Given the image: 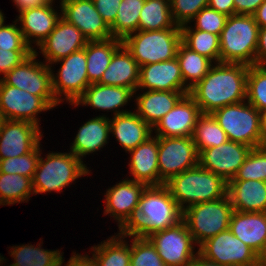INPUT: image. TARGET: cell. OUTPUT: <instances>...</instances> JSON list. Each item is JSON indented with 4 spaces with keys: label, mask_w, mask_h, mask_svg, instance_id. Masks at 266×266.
I'll use <instances>...</instances> for the list:
<instances>
[{
    "label": "cell",
    "mask_w": 266,
    "mask_h": 266,
    "mask_svg": "<svg viewBox=\"0 0 266 266\" xmlns=\"http://www.w3.org/2000/svg\"><path fill=\"white\" fill-rule=\"evenodd\" d=\"M46 160L39 158L32 178L35 194L60 192L77 178L90 174L86 165L73 153H48Z\"/></svg>",
    "instance_id": "cell-6"
},
{
    "label": "cell",
    "mask_w": 266,
    "mask_h": 266,
    "mask_svg": "<svg viewBox=\"0 0 266 266\" xmlns=\"http://www.w3.org/2000/svg\"><path fill=\"white\" fill-rule=\"evenodd\" d=\"M110 133L115 135L125 151H131L152 135V127L135 112L118 114L109 119Z\"/></svg>",
    "instance_id": "cell-29"
},
{
    "label": "cell",
    "mask_w": 266,
    "mask_h": 266,
    "mask_svg": "<svg viewBox=\"0 0 266 266\" xmlns=\"http://www.w3.org/2000/svg\"><path fill=\"white\" fill-rule=\"evenodd\" d=\"M185 24L181 26L182 43L190 50L220 63L219 36L207 31L192 29Z\"/></svg>",
    "instance_id": "cell-34"
},
{
    "label": "cell",
    "mask_w": 266,
    "mask_h": 266,
    "mask_svg": "<svg viewBox=\"0 0 266 266\" xmlns=\"http://www.w3.org/2000/svg\"><path fill=\"white\" fill-rule=\"evenodd\" d=\"M182 220V210L164 186H148L143 192L133 223L125 230L147 238Z\"/></svg>",
    "instance_id": "cell-2"
},
{
    "label": "cell",
    "mask_w": 266,
    "mask_h": 266,
    "mask_svg": "<svg viewBox=\"0 0 266 266\" xmlns=\"http://www.w3.org/2000/svg\"><path fill=\"white\" fill-rule=\"evenodd\" d=\"M54 0H50L48 3L25 9L20 11L18 19L21 22L20 30L23 33L26 43L31 46L32 41L36 42L38 46L44 41L51 31L55 28L60 15L53 9L52 3ZM31 37L35 38L31 41ZM31 42V43H30Z\"/></svg>",
    "instance_id": "cell-23"
},
{
    "label": "cell",
    "mask_w": 266,
    "mask_h": 266,
    "mask_svg": "<svg viewBox=\"0 0 266 266\" xmlns=\"http://www.w3.org/2000/svg\"><path fill=\"white\" fill-rule=\"evenodd\" d=\"M39 128L28 121L4 119L0 127V159L31 152L40 142Z\"/></svg>",
    "instance_id": "cell-18"
},
{
    "label": "cell",
    "mask_w": 266,
    "mask_h": 266,
    "mask_svg": "<svg viewBox=\"0 0 266 266\" xmlns=\"http://www.w3.org/2000/svg\"><path fill=\"white\" fill-rule=\"evenodd\" d=\"M3 117H2V114L0 113V127H1V124H2V122H3Z\"/></svg>",
    "instance_id": "cell-58"
},
{
    "label": "cell",
    "mask_w": 266,
    "mask_h": 266,
    "mask_svg": "<svg viewBox=\"0 0 266 266\" xmlns=\"http://www.w3.org/2000/svg\"><path fill=\"white\" fill-rule=\"evenodd\" d=\"M129 153L131 180L147 186H159L158 137H149Z\"/></svg>",
    "instance_id": "cell-24"
},
{
    "label": "cell",
    "mask_w": 266,
    "mask_h": 266,
    "mask_svg": "<svg viewBox=\"0 0 266 266\" xmlns=\"http://www.w3.org/2000/svg\"><path fill=\"white\" fill-rule=\"evenodd\" d=\"M227 195L234 211L266 212V181L231 180Z\"/></svg>",
    "instance_id": "cell-25"
},
{
    "label": "cell",
    "mask_w": 266,
    "mask_h": 266,
    "mask_svg": "<svg viewBox=\"0 0 266 266\" xmlns=\"http://www.w3.org/2000/svg\"><path fill=\"white\" fill-rule=\"evenodd\" d=\"M192 139L198 153L210 147L222 145L228 141L226 132L219 126L211 113H202L194 128Z\"/></svg>",
    "instance_id": "cell-37"
},
{
    "label": "cell",
    "mask_w": 266,
    "mask_h": 266,
    "mask_svg": "<svg viewBox=\"0 0 266 266\" xmlns=\"http://www.w3.org/2000/svg\"><path fill=\"white\" fill-rule=\"evenodd\" d=\"M39 146L40 143L31 152L22 156L0 159V172L33 178L41 156Z\"/></svg>",
    "instance_id": "cell-43"
},
{
    "label": "cell",
    "mask_w": 266,
    "mask_h": 266,
    "mask_svg": "<svg viewBox=\"0 0 266 266\" xmlns=\"http://www.w3.org/2000/svg\"><path fill=\"white\" fill-rule=\"evenodd\" d=\"M232 180L266 181V145L250 150Z\"/></svg>",
    "instance_id": "cell-42"
},
{
    "label": "cell",
    "mask_w": 266,
    "mask_h": 266,
    "mask_svg": "<svg viewBox=\"0 0 266 266\" xmlns=\"http://www.w3.org/2000/svg\"><path fill=\"white\" fill-rule=\"evenodd\" d=\"M120 237V238H119ZM124 231L114 237L93 246V256L98 266H127L130 264V245L125 240ZM122 239V240H121Z\"/></svg>",
    "instance_id": "cell-35"
},
{
    "label": "cell",
    "mask_w": 266,
    "mask_h": 266,
    "mask_svg": "<svg viewBox=\"0 0 266 266\" xmlns=\"http://www.w3.org/2000/svg\"><path fill=\"white\" fill-rule=\"evenodd\" d=\"M134 92L127 87L111 86L104 84H90L82 94V96L75 102L74 105H90L95 109L112 110L114 116L124 114L131 111L118 109L126 105L133 97ZM118 109V110H117Z\"/></svg>",
    "instance_id": "cell-26"
},
{
    "label": "cell",
    "mask_w": 266,
    "mask_h": 266,
    "mask_svg": "<svg viewBox=\"0 0 266 266\" xmlns=\"http://www.w3.org/2000/svg\"><path fill=\"white\" fill-rule=\"evenodd\" d=\"M253 17L260 28L266 27V0L258 7Z\"/></svg>",
    "instance_id": "cell-54"
},
{
    "label": "cell",
    "mask_w": 266,
    "mask_h": 266,
    "mask_svg": "<svg viewBox=\"0 0 266 266\" xmlns=\"http://www.w3.org/2000/svg\"><path fill=\"white\" fill-rule=\"evenodd\" d=\"M33 52V49L0 48V74L3 73L5 76L10 70L19 65Z\"/></svg>",
    "instance_id": "cell-47"
},
{
    "label": "cell",
    "mask_w": 266,
    "mask_h": 266,
    "mask_svg": "<svg viewBox=\"0 0 266 266\" xmlns=\"http://www.w3.org/2000/svg\"><path fill=\"white\" fill-rule=\"evenodd\" d=\"M121 1L122 0H93L95 8L109 27L116 19Z\"/></svg>",
    "instance_id": "cell-48"
},
{
    "label": "cell",
    "mask_w": 266,
    "mask_h": 266,
    "mask_svg": "<svg viewBox=\"0 0 266 266\" xmlns=\"http://www.w3.org/2000/svg\"><path fill=\"white\" fill-rule=\"evenodd\" d=\"M36 57L37 52L34 50L25 60L10 70L2 80L10 86L40 96L54 108L59 103L53 93L51 67L43 62L38 63Z\"/></svg>",
    "instance_id": "cell-10"
},
{
    "label": "cell",
    "mask_w": 266,
    "mask_h": 266,
    "mask_svg": "<svg viewBox=\"0 0 266 266\" xmlns=\"http://www.w3.org/2000/svg\"><path fill=\"white\" fill-rule=\"evenodd\" d=\"M229 230L266 262V212L233 211Z\"/></svg>",
    "instance_id": "cell-22"
},
{
    "label": "cell",
    "mask_w": 266,
    "mask_h": 266,
    "mask_svg": "<svg viewBox=\"0 0 266 266\" xmlns=\"http://www.w3.org/2000/svg\"><path fill=\"white\" fill-rule=\"evenodd\" d=\"M38 245L12 247L10 256L14 258V263L10 266H62L64 261L59 250L48 251L41 249L40 243Z\"/></svg>",
    "instance_id": "cell-36"
},
{
    "label": "cell",
    "mask_w": 266,
    "mask_h": 266,
    "mask_svg": "<svg viewBox=\"0 0 266 266\" xmlns=\"http://www.w3.org/2000/svg\"><path fill=\"white\" fill-rule=\"evenodd\" d=\"M110 132L109 118L98 116L83 124L71 146V153L80 160L87 154L93 153L107 144Z\"/></svg>",
    "instance_id": "cell-30"
},
{
    "label": "cell",
    "mask_w": 266,
    "mask_h": 266,
    "mask_svg": "<svg viewBox=\"0 0 266 266\" xmlns=\"http://www.w3.org/2000/svg\"><path fill=\"white\" fill-rule=\"evenodd\" d=\"M61 17L77 27L88 41L112 38L110 27L102 19L93 0H61Z\"/></svg>",
    "instance_id": "cell-16"
},
{
    "label": "cell",
    "mask_w": 266,
    "mask_h": 266,
    "mask_svg": "<svg viewBox=\"0 0 266 266\" xmlns=\"http://www.w3.org/2000/svg\"><path fill=\"white\" fill-rule=\"evenodd\" d=\"M148 186L124 179L106 191L105 212L118 220L120 232L125 231L136 216L140 198Z\"/></svg>",
    "instance_id": "cell-14"
},
{
    "label": "cell",
    "mask_w": 266,
    "mask_h": 266,
    "mask_svg": "<svg viewBox=\"0 0 266 266\" xmlns=\"http://www.w3.org/2000/svg\"><path fill=\"white\" fill-rule=\"evenodd\" d=\"M124 236H131L134 239L130 247L132 266H166L148 238L139 237L126 231H124Z\"/></svg>",
    "instance_id": "cell-41"
},
{
    "label": "cell",
    "mask_w": 266,
    "mask_h": 266,
    "mask_svg": "<svg viewBox=\"0 0 266 266\" xmlns=\"http://www.w3.org/2000/svg\"><path fill=\"white\" fill-rule=\"evenodd\" d=\"M164 186L182 211L192 205L221 199L227 195V182L200 165L173 176Z\"/></svg>",
    "instance_id": "cell-3"
},
{
    "label": "cell",
    "mask_w": 266,
    "mask_h": 266,
    "mask_svg": "<svg viewBox=\"0 0 266 266\" xmlns=\"http://www.w3.org/2000/svg\"><path fill=\"white\" fill-rule=\"evenodd\" d=\"M198 165L199 153L192 137H158L159 186Z\"/></svg>",
    "instance_id": "cell-11"
},
{
    "label": "cell",
    "mask_w": 266,
    "mask_h": 266,
    "mask_svg": "<svg viewBox=\"0 0 266 266\" xmlns=\"http://www.w3.org/2000/svg\"><path fill=\"white\" fill-rule=\"evenodd\" d=\"M260 136L262 146L266 145V110L260 111Z\"/></svg>",
    "instance_id": "cell-56"
},
{
    "label": "cell",
    "mask_w": 266,
    "mask_h": 266,
    "mask_svg": "<svg viewBox=\"0 0 266 266\" xmlns=\"http://www.w3.org/2000/svg\"><path fill=\"white\" fill-rule=\"evenodd\" d=\"M189 92L147 90L136 98L135 113L153 128Z\"/></svg>",
    "instance_id": "cell-28"
},
{
    "label": "cell",
    "mask_w": 266,
    "mask_h": 266,
    "mask_svg": "<svg viewBox=\"0 0 266 266\" xmlns=\"http://www.w3.org/2000/svg\"><path fill=\"white\" fill-rule=\"evenodd\" d=\"M209 0H170L173 21L177 26L192 22L196 14L208 7Z\"/></svg>",
    "instance_id": "cell-44"
},
{
    "label": "cell",
    "mask_w": 266,
    "mask_h": 266,
    "mask_svg": "<svg viewBox=\"0 0 266 266\" xmlns=\"http://www.w3.org/2000/svg\"><path fill=\"white\" fill-rule=\"evenodd\" d=\"M228 16L220 13L210 7H205L200 10L193 18L196 20L195 29L207 31L220 36L224 28Z\"/></svg>",
    "instance_id": "cell-45"
},
{
    "label": "cell",
    "mask_w": 266,
    "mask_h": 266,
    "mask_svg": "<svg viewBox=\"0 0 266 266\" xmlns=\"http://www.w3.org/2000/svg\"><path fill=\"white\" fill-rule=\"evenodd\" d=\"M157 249L166 266H189L197 255L194 240L183 220L147 237Z\"/></svg>",
    "instance_id": "cell-12"
},
{
    "label": "cell",
    "mask_w": 266,
    "mask_h": 266,
    "mask_svg": "<svg viewBox=\"0 0 266 266\" xmlns=\"http://www.w3.org/2000/svg\"><path fill=\"white\" fill-rule=\"evenodd\" d=\"M50 0H13L19 12L48 3Z\"/></svg>",
    "instance_id": "cell-53"
},
{
    "label": "cell",
    "mask_w": 266,
    "mask_h": 266,
    "mask_svg": "<svg viewBox=\"0 0 266 266\" xmlns=\"http://www.w3.org/2000/svg\"><path fill=\"white\" fill-rule=\"evenodd\" d=\"M176 58L181 68L184 84L189 89L201 81L213 65L210 59L190 50L183 43L178 47ZM188 80L191 82L188 83Z\"/></svg>",
    "instance_id": "cell-33"
},
{
    "label": "cell",
    "mask_w": 266,
    "mask_h": 266,
    "mask_svg": "<svg viewBox=\"0 0 266 266\" xmlns=\"http://www.w3.org/2000/svg\"><path fill=\"white\" fill-rule=\"evenodd\" d=\"M34 194L32 178L0 172V205H13L28 201Z\"/></svg>",
    "instance_id": "cell-39"
},
{
    "label": "cell",
    "mask_w": 266,
    "mask_h": 266,
    "mask_svg": "<svg viewBox=\"0 0 266 266\" xmlns=\"http://www.w3.org/2000/svg\"><path fill=\"white\" fill-rule=\"evenodd\" d=\"M252 148L242 143L227 141L199 153V165L230 182Z\"/></svg>",
    "instance_id": "cell-17"
},
{
    "label": "cell",
    "mask_w": 266,
    "mask_h": 266,
    "mask_svg": "<svg viewBox=\"0 0 266 266\" xmlns=\"http://www.w3.org/2000/svg\"><path fill=\"white\" fill-rule=\"evenodd\" d=\"M87 43L88 40L83 33L61 17L48 37L38 46L46 58V64L49 65L83 49Z\"/></svg>",
    "instance_id": "cell-19"
},
{
    "label": "cell",
    "mask_w": 266,
    "mask_h": 266,
    "mask_svg": "<svg viewBox=\"0 0 266 266\" xmlns=\"http://www.w3.org/2000/svg\"><path fill=\"white\" fill-rule=\"evenodd\" d=\"M140 66L122 44L113 54L111 62L99 84L127 87L134 93L139 83Z\"/></svg>",
    "instance_id": "cell-27"
},
{
    "label": "cell",
    "mask_w": 266,
    "mask_h": 266,
    "mask_svg": "<svg viewBox=\"0 0 266 266\" xmlns=\"http://www.w3.org/2000/svg\"><path fill=\"white\" fill-rule=\"evenodd\" d=\"M208 7L227 16L235 14L234 0H209Z\"/></svg>",
    "instance_id": "cell-50"
},
{
    "label": "cell",
    "mask_w": 266,
    "mask_h": 266,
    "mask_svg": "<svg viewBox=\"0 0 266 266\" xmlns=\"http://www.w3.org/2000/svg\"><path fill=\"white\" fill-rule=\"evenodd\" d=\"M249 66L243 63H217L207 75L190 89L189 95L201 113H212L226 105L246 100Z\"/></svg>",
    "instance_id": "cell-1"
},
{
    "label": "cell",
    "mask_w": 266,
    "mask_h": 266,
    "mask_svg": "<svg viewBox=\"0 0 266 266\" xmlns=\"http://www.w3.org/2000/svg\"><path fill=\"white\" fill-rule=\"evenodd\" d=\"M234 209L228 195L199 203L182 211V220L199 246L211 237L229 229Z\"/></svg>",
    "instance_id": "cell-7"
},
{
    "label": "cell",
    "mask_w": 266,
    "mask_h": 266,
    "mask_svg": "<svg viewBox=\"0 0 266 266\" xmlns=\"http://www.w3.org/2000/svg\"><path fill=\"white\" fill-rule=\"evenodd\" d=\"M134 33L125 37L122 44L140 67L175 58L178 47L182 43L181 28L138 30Z\"/></svg>",
    "instance_id": "cell-5"
},
{
    "label": "cell",
    "mask_w": 266,
    "mask_h": 266,
    "mask_svg": "<svg viewBox=\"0 0 266 266\" xmlns=\"http://www.w3.org/2000/svg\"><path fill=\"white\" fill-rule=\"evenodd\" d=\"M245 102L226 105L211 114L226 132L229 141L242 143L251 148L261 147L260 112Z\"/></svg>",
    "instance_id": "cell-8"
},
{
    "label": "cell",
    "mask_w": 266,
    "mask_h": 266,
    "mask_svg": "<svg viewBox=\"0 0 266 266\" xmlns=\"http://www.w3.org/2000/svg\"><path fill=\"white\" fill-rule=\"evenodd\" d=\"M145 0H122L116 19L110 26L113 38L123 40L139 30V17Z\"/></svg>",
    "instance_id": "cell-38"
},
{
    "label": "cell",
    "mask_w": 266,
    "mask_h": 266,
    "mask_svg": "<svg viewBox=\"0 0 266 266\" xmlns=\"http://www.w3.org/2000/svg\"><path fill=\"white\" fill-rule=\"evenodd\" d=\"M190 91L184 84L177 58L140 67L137 90Z\"/></svg>",
    "instance_id": "cell-21"
},
{
    "label": "cell",
    "mask_w": 266,
    "mask_h": 266,
    "mask_svg": "<svg viewBox=\"0 0 266 266\" xmlns=\"http://www.w3.org/2000/svg\"><path fill=\"white\" fill-rule=\"evenodd\" d=\"M246 99L259 112L266 110V65L249 66Z\"/></svg>",
    "instance_id": "cell-40"
},
{
    "label": "cell",
    "mask_w": 266,
    "mask_h": 266,
    "mask_svg": "<svg viewBox=\"0 0 266 266\" xmlns=\"http://www.w3.org/2000/svg\"><path fill=\"white\" fill-rule=\"evenodd\" d=\"M265 0H234L235 14L253 15Z\"/></svg>",
    "instance_id": "cell-49"
},
{
    "label": "cell",
    "mask_w": 266,
    "mask_h": 266,
    "mask_svg": "<svg viewBox=\"0 0 266 266\" xmlns=\"http://www.w3.org/2000/svg\"><path fill=\"white\" fill-rule=\"evenodd\" d=\"M198 249L205 259L221 266H266V262L229 229L209 238Z\"/></svg>",
    "instance_id": "cell-9"
},
{
    "label": "cell",
    "mask_w": 266,
    "mask_h": 266,
    "mask_svg": "<svg viewBox=\"0 0 266 266\" xmlns=\"http://www.w3.org/2000/svg\"><path fill=\"white\" fill-rule=\"evenodd\" d=\"M0 48L32 49L25 41L23 33L16 24L0 26Z\"/></svg>",
    "instance_id": "cell-46"
},
{
    "label": "cell",
    "mask_w": 266,
    "mask_h": 266,
    "mask_svg": "<svg viewBox=\"0 0 266 266\" xmlns=\"http://www.w3.org/2000/svg\"><path fill=\"white\" fill-rule=\"evenodd\" d=\"M256 64L266 65V27L259 29Z\"/></svg>",
    "instance_id": "cell-51"
},
{
    "label": "cell",
    "mask_w": 266,
    "mask_h": 266,
    "mask_svg": "<svg viewBox=\"0 0 266 266\" xmlns=\"http://www.w3.org/2000/svg\"><path fill=\"white\" fill-rule=\"evenodd\" d=\"M60 61L62 65L56 74L57 76H54L52 72L53 93L58 103L62 102L59 95L62 96L63 93L65 100L74 105L90 85L87 76L85 49L73 52L69 56L53 62V64Z\"/></svg>",
    "instance_id": "cell-13"
},
{
    "label": "cell",
    "mask_w": 266,
    "mask_h": 266,
    "mask_svg": "<svg viewBox=\"0 0 266 266\" xmlns=\"http://www.w3.org/2000/svg\"><path fill=\"white\" fill-rule=\"evenodd\" d=\"M65 266H98L95 258H90L88 255H73L70 260H68Z\"/></svg>",
    "instance_id": "cell-52"
},
{
    "label": "cell",
    "mask_w": 266,
    "mask_h": 266,
    "mask_svg": "<svg viewBox=\"0 0 266 266\" xmlns=\"http://www.w3.org/2000/svg\"><path fill=\"white\" fill-rule=\"evenodd\" d=\"M259 29L253 15L228 16L219 36L220 62L255 65Z\"/></svg>",
    "instance_id": "cell-4"
},
{
    "label": "cell",
    "mask_w": 266,
    "mask_h": 266,
    "mask_svg": "<svg viewBox=\"0 0 266 266\" xmlns=\"http://www.w3.org/2000/svg\"><path fill=\"white\" fill-rule=\"evenodd\" d=\"M180 28L173 21L170 9V0H145L140 12L139 30H163Z\"/></svg>",
    "instance_id": "cell-32"
},
{
    "label": "cell",
    "mask_w": 266,
    "mask_h": 266,
    "mask_svg": "<svg viewBox=\"0 0 266 266\" xmlns=\"http://www.w3.org/2000/svg\"><path fill=\"white\" fill-rule=\"evenodd\" d=\"M4 14L0 11V26L4 23Z\"/></svg>",
    "instance_id": "cell-57"
},
{
    "label": "cell",
    "mask_w": 266,
    "mask_h": 266,
    "mask_svg": "<svg viewBox=\"0 0 266 266\" xmlns=\"http://www.w3.org/2000/svg\"><path fill=\"white\" fill-rule=\"evenodd\" d=\"M201 110L195 100L185 95L153 127L157 137H192Z\"/></svg>",
    "instance_id": "cell-20"
},
{
    "label": "cell",
    "mask_w": 266,
    "mask_h": 266,
    "mask_svg": "<svg viewBox=\"0 0 266 266\" xmlns=\"http://www.w3.org/2000/svg\"><path fill=\"white\" fill-rule=\"evenodd\" d=\"M52 109L40 96L6 84L0 79V113L3 119L28 121L39 126L38 113Z\"/></svg>",
    "instance_id": "cell-15"
},
{
    "label": "cell",
    "mask_w": 266,
    "mask_h": 266,
    "mask_svg": "<svg viewBox=\"0 0 266 266\" xmlns=\"http://www.w3.org/2000/svg\"><path fill=\"white\" fill-rule=\"evenodd\" d=\"M189 266H221L215 262L205 259L202 255L197 253V255L191 261Z\"/></svg>",
    "instance_id": "cell-55"
},
{
    "label": "cell",
    "mask_w": 266,
    "mask_h": 266,
    "mask_svg": "<svg viewBox=\"0 0 266 266\" xmlns=\"http://www.w3.org/2000/svg\"><path fill=\"white\" fill-rule=\"evenodd\" d=\"M121 45L122 40L113 37L107 40L88 41L84 49L87 59V76L90 84L100 82L114 52Z\"/></svg>",
    "instance_id": "cell-31"
}]
</instances>
